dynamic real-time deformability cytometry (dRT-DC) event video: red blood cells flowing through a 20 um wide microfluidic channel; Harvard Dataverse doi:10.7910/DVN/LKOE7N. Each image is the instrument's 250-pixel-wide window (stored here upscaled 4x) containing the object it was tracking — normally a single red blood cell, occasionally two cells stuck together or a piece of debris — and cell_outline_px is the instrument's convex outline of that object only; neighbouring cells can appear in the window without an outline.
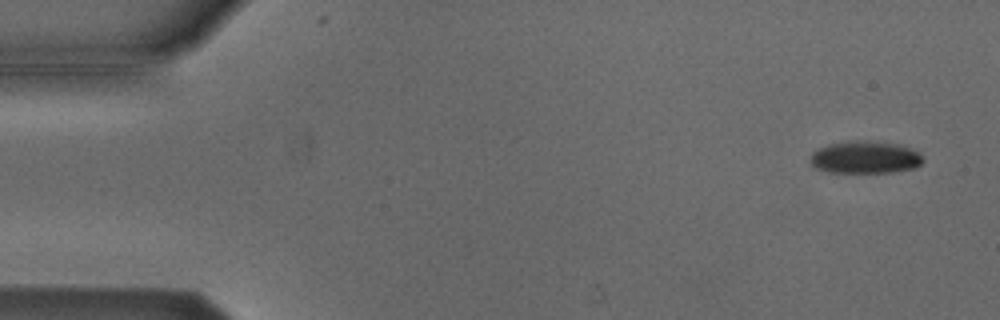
{"species": "Egyptian fruit bat (a non-hibernating species)", "species_latin": "Rousettus aegyptiacus", "temperature_condition": "cold", "stored_images_in_passage": 4, "camera_frame_rate_fps": 3000, "um_per_image_px": 0.085, "animal": {"sex": "male"}, "frame": {"image": 1, "passage_image": 1, "time_ms": 0.0, "image_size_px": [1000, 320], "cell_outline_px": [[924, 160], [916, 168], [892, 172], [828, 172], [816, 168], [812, 164], [812, 152], [828, 144], [852, 140], [860, 140], [900, 144], [920, 152], [924, 156]], "centroid_in_image_um": [73.59, 13.36], "position_along_channel_um": 11.4, "area_um2": 21.33}}